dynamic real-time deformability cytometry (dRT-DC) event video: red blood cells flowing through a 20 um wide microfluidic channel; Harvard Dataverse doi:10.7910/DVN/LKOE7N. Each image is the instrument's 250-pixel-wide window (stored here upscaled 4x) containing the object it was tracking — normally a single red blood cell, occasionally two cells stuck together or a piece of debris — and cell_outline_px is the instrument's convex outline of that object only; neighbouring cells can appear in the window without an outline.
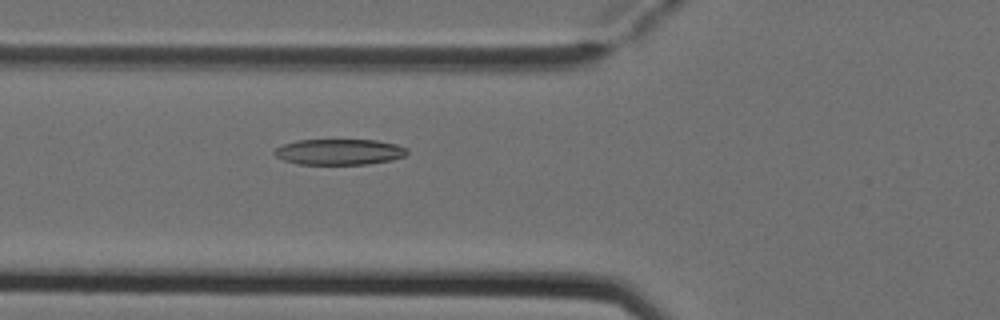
{"species": "Egyptian fruit bat (a non-hibernating species)", "species_latin": "Rousettus aegyptiacus", "temperature_condition": "cold", "stored_images_in_passage": 2, "camera_frame_rate_fps": 3000, "um_per_image_px": 0.085, "animal": {"sex": "female"}, "frame": {"image": 1, "passage_image": 2, "time_ms": 0.333, "image_size_px": [1000, 320], "cell_outline_px": [[408, 152], [404, 156], [392, 160], [368, 164], [296, 164], [284, 160], [276, 156], [272, 152], [276, 148], [284, 144], [300, 140], [376, 140], [396, 144], [408, 148]], "centroid_in_image_um": [28.85, 12.91], "position_along_channel_um": 96.9, "area_um2": 19.94}}